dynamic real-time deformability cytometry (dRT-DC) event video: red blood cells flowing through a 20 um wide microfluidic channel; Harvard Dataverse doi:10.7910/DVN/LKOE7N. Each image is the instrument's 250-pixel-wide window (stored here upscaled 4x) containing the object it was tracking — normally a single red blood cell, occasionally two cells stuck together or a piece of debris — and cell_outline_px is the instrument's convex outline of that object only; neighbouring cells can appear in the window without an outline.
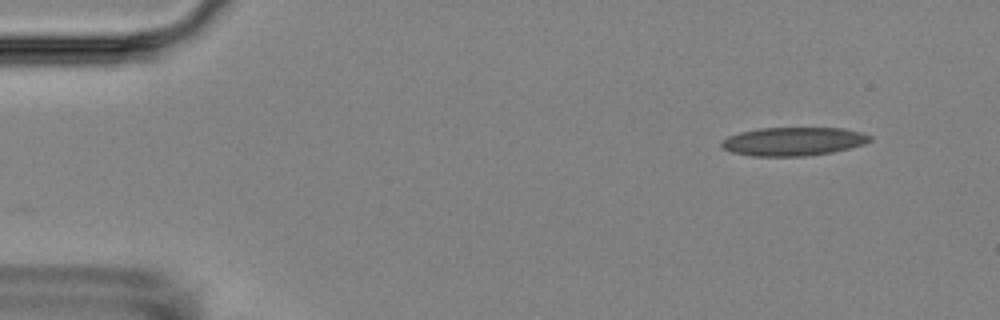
{"species": "Egyptian fruit bat (a non-hibernating species)", "species_latin": "Rousettus aegyptiacus", "temperature_condition": "room temperature", "stored_images_in_passage": 2, "camera_frame_rate_fps": 3000, "um_per_image_px": 0.085, "animal": {"sex": "female"}, "frame": {"image": 1, "passage_image": 2, "time_ms": 1.0, "image_size_px": [1000, 320], "cell_outline_px": [[872, 140], [864, 144], [832, 152], [804, 156], [752, 156], [732, 152], [724, 148], [720, 144], [720, 140], [728, 136], [740, 132], [760, 128], [844, 128], [864, 132], [872, 136]], "centroid_in_image_um": [67.44, 12.01], "position_along_channel_um": 17.6, "area_um2": 24.74}}